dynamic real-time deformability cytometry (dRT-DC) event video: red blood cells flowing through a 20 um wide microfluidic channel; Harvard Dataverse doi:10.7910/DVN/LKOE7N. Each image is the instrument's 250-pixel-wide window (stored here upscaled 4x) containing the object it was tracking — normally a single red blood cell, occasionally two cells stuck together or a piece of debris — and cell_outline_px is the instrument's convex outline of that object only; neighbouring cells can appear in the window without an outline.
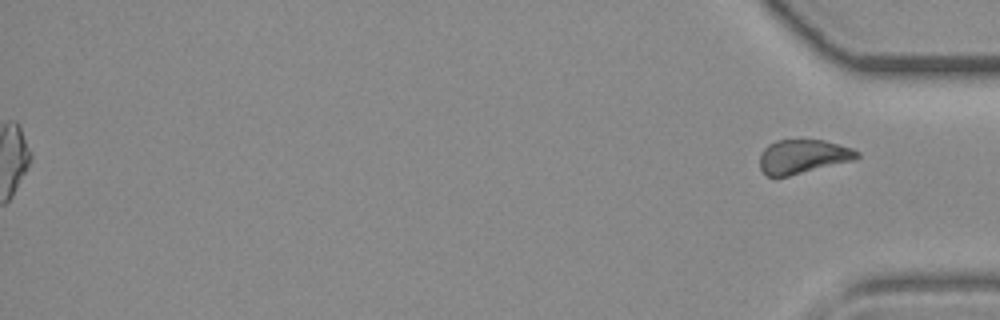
{"species": "common noctule bat (a hibernating species)", "species_latin": "Nyctalus noctula", "temperature_condition": "room temperature", "stored_images_in_passage": 32, "segment_of_instrument_passage": [2, 2], "camera_frame_rate_fps": 3000, "um_per_image_px": 0.085, "animal": {"sex": "female", "body_mass_g": 19.3, "forearm_length_mm": 54.1}, "frame": {"image": 1, "passage_image": 32, "time_ms": 10.333, "image_size_px": [1000, 320], "cell_outline_px": [[860, 156], [852, 160], [788, 176], [768, 176], [760, 168], [760, 152], [768, 144], [776, 140], [824, 140], [852, 148], [860, 152]], "centroid_in_image_um": [68.22, 13.29], "position_along_channel_um": 367.0, "area_um2": 19.07}}